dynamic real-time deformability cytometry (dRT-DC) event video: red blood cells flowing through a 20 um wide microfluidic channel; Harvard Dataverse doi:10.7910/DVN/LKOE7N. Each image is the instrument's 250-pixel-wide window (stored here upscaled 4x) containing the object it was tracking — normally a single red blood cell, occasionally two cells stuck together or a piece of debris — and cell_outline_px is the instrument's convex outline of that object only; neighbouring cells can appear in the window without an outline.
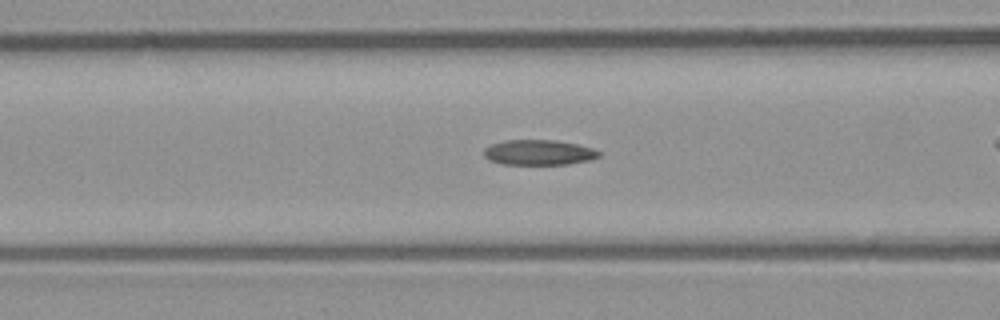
{"species": "common noctule bat (a hibernating species)", "species_latin": "Nyctalus noctula", "temperature_condition": "room temperature", "stored_images_in_passage": 38, "camera_frame_rate_fps": 3000, "um_per_image_px": 0.085, "animal": {"sex": "male", "body_mass_g": 23.1, "forearm_length_mm": 52.7}, "frame": {"image": 1, "passage_image": 18, "time_ms": 5.667, "image_size_px": [1000, 320], "cell_outline_px": [[600, 156], [592, 160], [568, 164], [500, 164], [488, 160], [484, 156], [484, 148], [492, 144], [504, 140], [556, 140], [576, 144], [592, 148], [600, 152]], "centroid_in_image_um": [45.78, 12.96], "position_along_channel_um": 120.8, "area_um2": 16.99}}
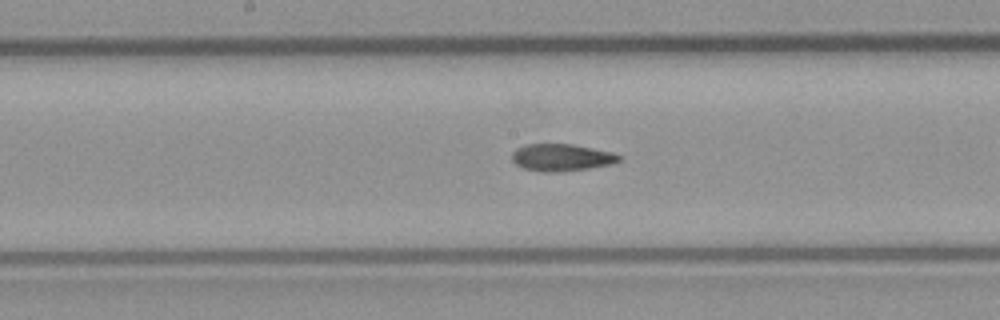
{"frame": {"image": 2, "passage_image": 24, "time_ms": 7.667, "image_size_px": [1000, 320], "cell_outline_px": [[620, 160], [612, 164], [588, 168], [560, 172], [544, 172], [524, 168], [516, 164], [512, 160], [512, 152], [516, 148], [524, 144], [572, 144], [612, 152], [620, 156]], "centroid_in_image_um": [47.7, 13.38], "position_along_channel_um": 200.5, "area_um2": 16.88}}
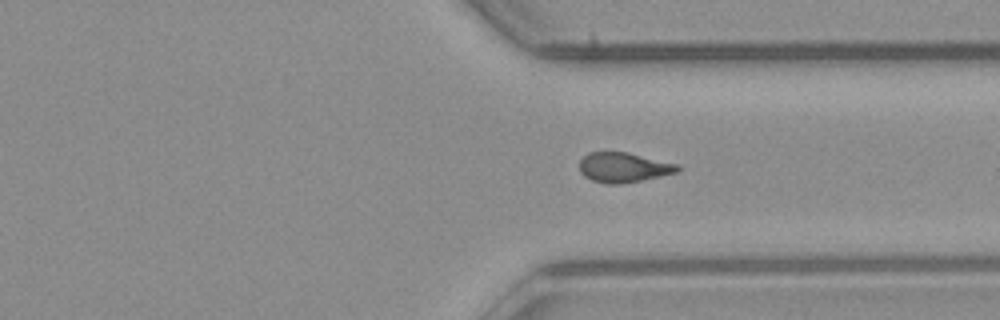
{"frame": {"image": 3, "passage_image": 36, "time_ms": 11.667, "image_size_px": [1000, 320], "cell_outline_px": [[680, 168], [676, 172], [640, 180], [620, 184], [604, 184], [592, 180], [584, 176], [580, 172], [580, 160], [588, 152], [628, 152], [680, 164]], "centroid_in_image_um": [52.99, 14.22], "position_along_channel_um": 358.4, "area_um2": 17.05}}